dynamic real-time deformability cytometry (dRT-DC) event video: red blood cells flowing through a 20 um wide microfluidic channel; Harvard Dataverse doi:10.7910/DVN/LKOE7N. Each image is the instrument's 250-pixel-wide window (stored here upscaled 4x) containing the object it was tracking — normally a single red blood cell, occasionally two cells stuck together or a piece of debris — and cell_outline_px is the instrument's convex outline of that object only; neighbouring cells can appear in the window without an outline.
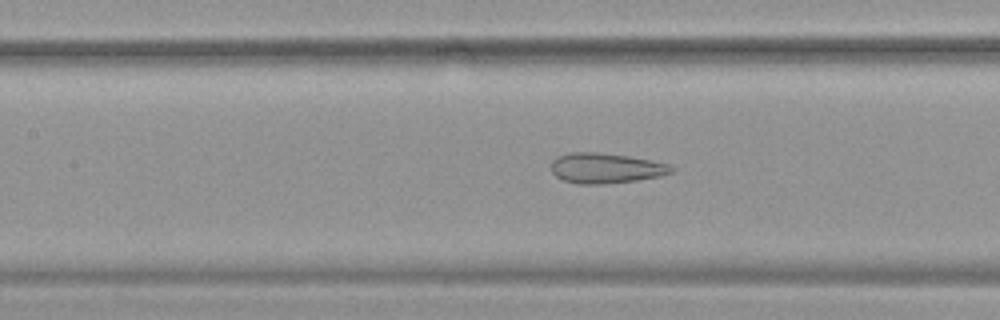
{"species": "common noctule bat (a hibernating species)", "species_latin": "Nyctalus noctula", "temperature_condition": "warm", "stored_images_in_passage": 53, "camera_frame_rate_fps": 3000, "um_per_image_px": 0.085, "animal": {"sex": "female", "body_mass_g": 19.9}, "frame": {"image": 1, "passage_image": 25, "time_ms": 8.0, "image_size_px": [1000, 320], "cell_outline_px": [[676, 168], [672, 172], [660, 176], [636, 180], [604, 184], [576, 184], [564, 180], [556, 176], [552, 172], [552, 160], [556, 156], [568, 152], [596, 152], [628, 156], [668, 164]], "centroid_in_image_um": [51.46, 14.29], "position_along_channel_um": 155.9, "area_um2": 21.15}}
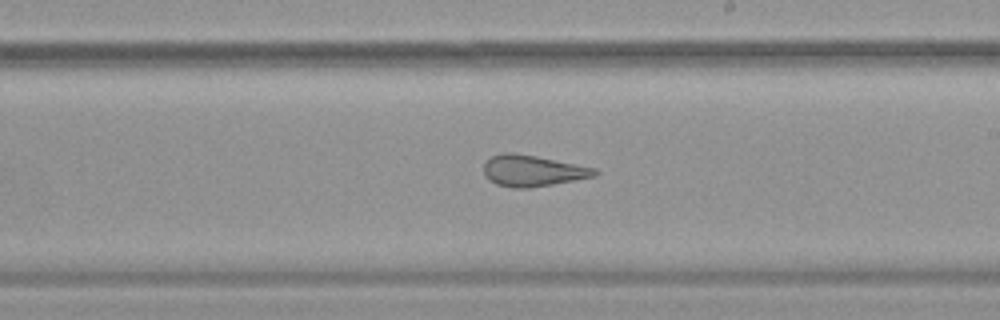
{"frame": {"image": 2, "passage_image": 32, "time_ms": 10.333, "image_size_px": [1000, 320], "cell_outline_px": [[600, 172], [596, 176], [552, 184], [528, 188], [512, 188], [496, 184], [488, 180], [484, 176], [484, 160], [492, 156], [504, 152], [512, 152], [536, 156], [596, 168]], "centroid_in_image_um": [45.24, 14.51], "position_along_channel_um": 243.8, "area_um2": 20.29}}
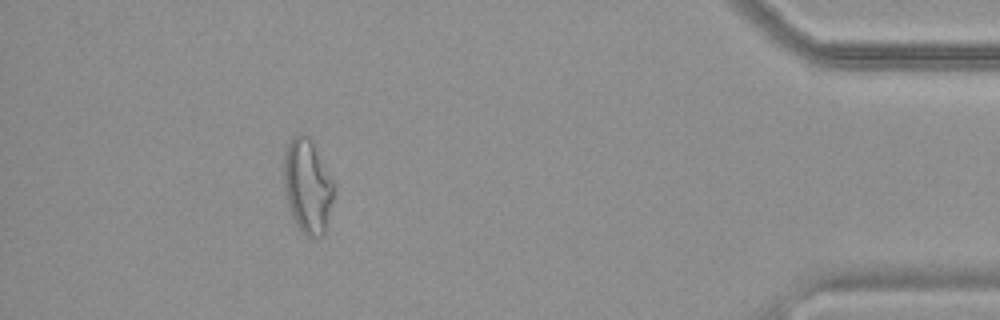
{"frame": {"image": 3, "passage_image": 49, "time_ms": 16.0, "image_size_px": [1000, 320], "cell_outline_px": [[336, 192], [324, 236], [308, 236], [296, 224], [292, 216], [288, 204], [284, 188], [284, 152], [292, 136], [300, 132], [308, 136], [312, 140], [336, 184]], "centroid_in_image_um": [26.18, 15.78], "position_along_channel_um": 409.0, "area_um2": 27.98}, "authors_computed_cell_mechanics": {"area_um2": 25.8366, "velocity_mm_per_s": 3.7805, "shape_relaxation_time_tau1_ms": null, "shape_relaxation_time_tau2_ms": 1.4174, "deformation_change_tau1": null, "deformation_change_tau2": 0.1034}}